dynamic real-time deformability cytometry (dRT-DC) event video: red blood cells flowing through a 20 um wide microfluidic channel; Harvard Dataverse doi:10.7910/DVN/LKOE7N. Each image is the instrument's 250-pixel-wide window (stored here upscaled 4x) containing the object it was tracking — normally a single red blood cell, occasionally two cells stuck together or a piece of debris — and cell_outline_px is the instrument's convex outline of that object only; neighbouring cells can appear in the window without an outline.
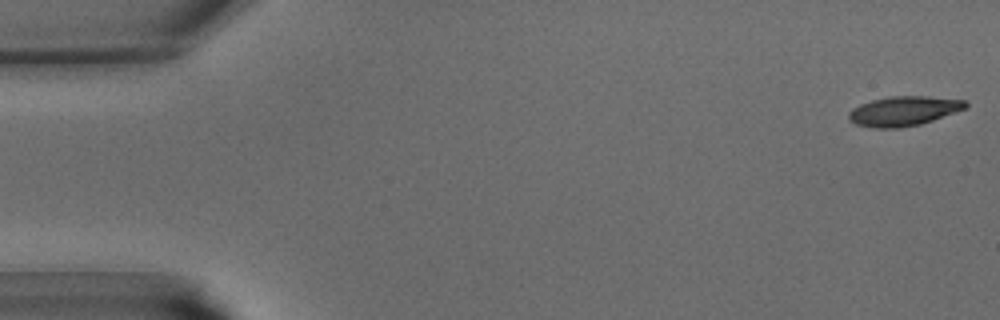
{"species": "common noctule bat (a hibernating species)", "species_latin": "Nyctalus noctula", "temperature_condition": "warm", "stored_images_in_passage": 41, "camera_frame_rate_fps": 3000, "um_per_image_px": 0.085, "animal": {"sex": "male", "body_mass_g": 15.6}, "frame": {"image": 1, "passage_image": 1, "time_ms": 0.0, "image_size_px": [1000, 320], "cell_outline_px": [[968, 108], [920, 124], [900, 128], [872, 128], [856, 124], [848, 120], [848, 112], [852, 108], [860, 104], [872, 100], [888, 96], [928, 96], [964, 100], [968, 104]], "centroid_in_image_um": [76.79, 9.44], "position_along_channel_um": 8.2, "area_um2": 20.29}}
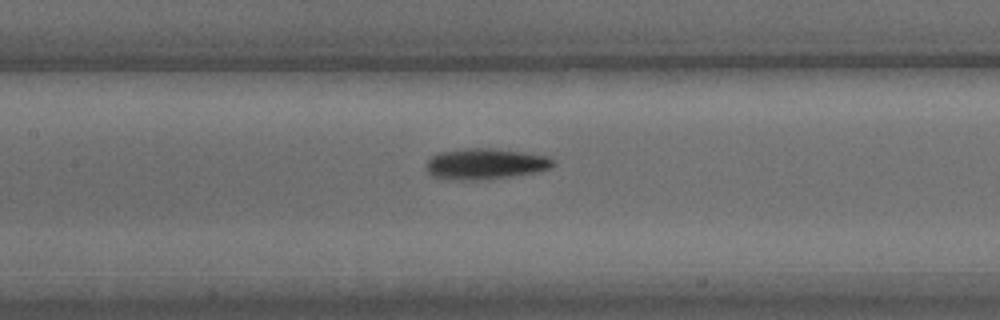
{"frame": {"image": 2, "passage_image": 19, "time_ms": 6.0, "image_size_px": [1000, 320], "cell_outline_px": [[556, 164], [552, 168], [540, 172], [512, 176], [468, 180], [456, 180], [432, 176], [424, 168], [428, 160], [432, 156], [440, 152], [468, 148], [492, 148], [524, 152], [548, 156], [556, 160]], "centroid_in_image_um": [41.31, 13.92], "position_along_channel_um": 166.1, "area_um2": 23.0}}
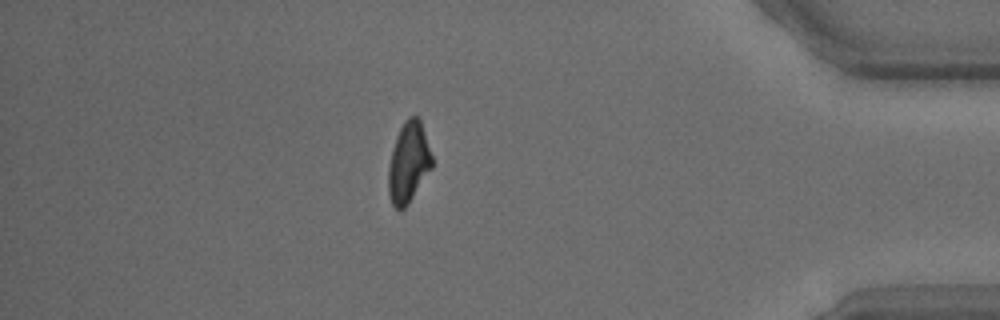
{"frame": {"image": 3, "passage_image": 36, "time_ms": 11.667, "image_size_px": [1000, 320], "cell_outline_px": [[432, 168], [408, 204], [400, 212], [392, 204], [388, 192], [388, 168], [392, 148], [396, 136], [404, 120], [408, 116], [416, 116], [420, 120], [432, 156]], "centroid_in_image_um": [34.71, 13.83], "position_along_channel_um": 400.5, "area_um2": 20.46}}